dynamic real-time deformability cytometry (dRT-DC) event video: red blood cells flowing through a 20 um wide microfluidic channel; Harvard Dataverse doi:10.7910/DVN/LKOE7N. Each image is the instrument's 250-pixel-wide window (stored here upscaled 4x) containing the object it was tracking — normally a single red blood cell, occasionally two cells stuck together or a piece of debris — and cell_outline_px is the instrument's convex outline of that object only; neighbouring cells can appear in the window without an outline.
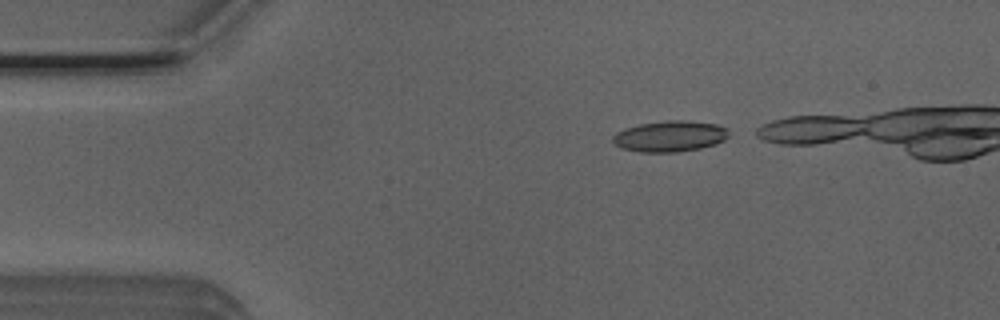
{"species": "Egyptian fruit bat (a non-hibernating species)", "species_latin": "Rousettus aegyptiacus", "temperature_condition": "room temperature", "stored_images_in_passage": 5, "camera_frame_rate_fps": 3000, "um_per_image_px": 0.085, "animal": {"sex": "male"}, "frame": {"image": 1, "passage_image": 1, "time_ms": 0.0, "image_size_px": [1000, 320], "cell_outline_px": [[728, 136], [724, 140], [716, 144], [700, 148], [680, 152], [640, 152], [620, 148], [612, 140], [612, 136], [616, 132], [624, 128], [640, 124], [668, 120], [684, 120], [716, 124], [724, 128], [728, 132]], "centroid_in_image_um": [56.91, 11.59], "position_along_channel_um": 28.1, "area_um2": 20.92}}